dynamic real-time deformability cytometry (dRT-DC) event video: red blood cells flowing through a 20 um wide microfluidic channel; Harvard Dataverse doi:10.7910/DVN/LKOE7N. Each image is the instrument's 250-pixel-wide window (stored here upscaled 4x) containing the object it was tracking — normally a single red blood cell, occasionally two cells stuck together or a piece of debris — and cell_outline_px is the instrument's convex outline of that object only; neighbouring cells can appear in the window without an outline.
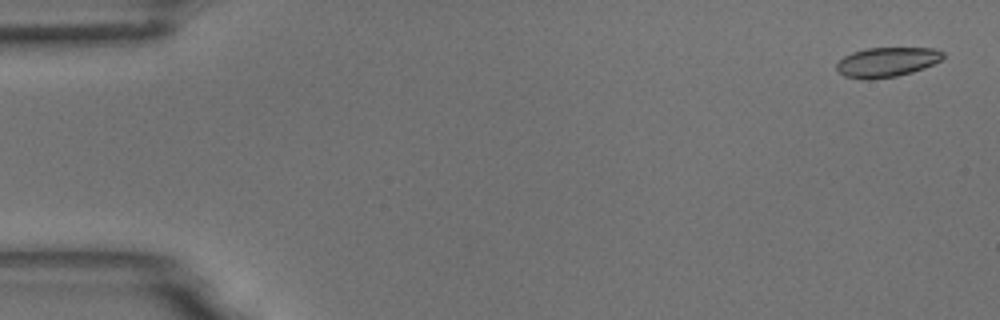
{"species": "common noctule bat (a hibernating species)", "species_latin": "Nyctalus noctula", "temperature_condition": "room temperature", "stored_images_in_passage": 6, "camera_frame_rate_fps": 3000, "um_per_image_px": 0.085, "animal": {"sex": "male", "body_mass_g": 18.8}, "frame": {"image": 1, "passage_image": 1, "time_ms": 0.0, "image_size_px": [1000, 320], "cell_outline_px": [[944, 56], [940, 60], [924, 68], [912, 72], [896, 76], [844, 76], [836, 68], [836, 64], [844, 56], [852, 52], [868, 48], [936, 48], [944, 52]], "centroid_in_image_um": [75.45, 5.22], "position_along_channel_um": 9.6, "area_um2": 17.57}}
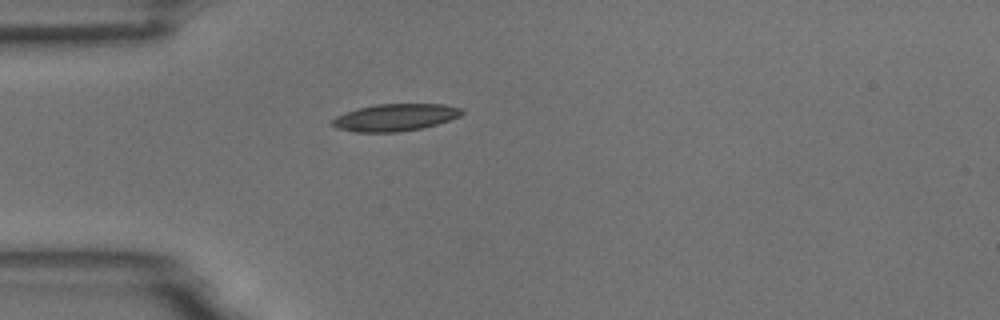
{"frame": {"image": 2, "passage_image": 5, "time_ms": 1.333, "image_size_px": [1000, 320], "cell_outline_px": [[464, 112], [460, 116], [424, 128], [400, 132], [356, 132], [336, 128], [332, 124], [332, 120], [336, 116], [356, 108], [376, 104], [444, 104], [460, 108]], "centroid_in_image_um": [33.57, 9.98], "position_along_channel_um": 51.4, "area_um2": 20.52}}